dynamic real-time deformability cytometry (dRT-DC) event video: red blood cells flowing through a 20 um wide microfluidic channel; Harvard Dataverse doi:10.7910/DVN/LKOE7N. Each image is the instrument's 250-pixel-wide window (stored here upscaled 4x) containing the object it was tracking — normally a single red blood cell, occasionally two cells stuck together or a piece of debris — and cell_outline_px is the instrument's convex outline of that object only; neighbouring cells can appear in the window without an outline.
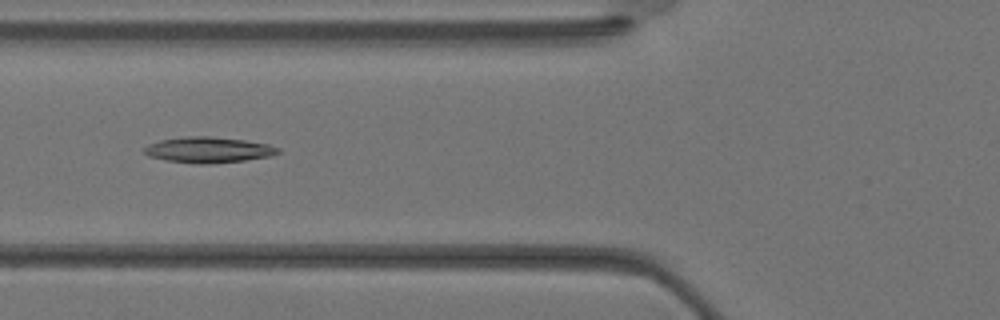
{"species": "Egyptian fruit bat (a non-hibernating species)", "species_latin": "Rousettus aegyptiacus", "temperature_condition": "warm", "stored_images_in_passage": 26, "camera_frame_rate_fps": 3000, "um_per_image_px": 0.085, "animal": {"sex": "female"}, "frame": {"image": 1, "passage_image": 4, "time_ms": 1.0, "image_size_px": [1000, 320], "cell_outline_px": [[280, 152], [268, 156], [244, 160], [208, 164], [196, 164], [164, 160], [148, 156], [144, 152], [144, 148], [148, 144], [160, 140], [184, 136], [208, 136], [244, 140], [268, 144], [280, 148]], "centroid_in_image_um": [17.67, 12.74], "position_along_channel_um": 108.1, "area_um2": 20.06}}
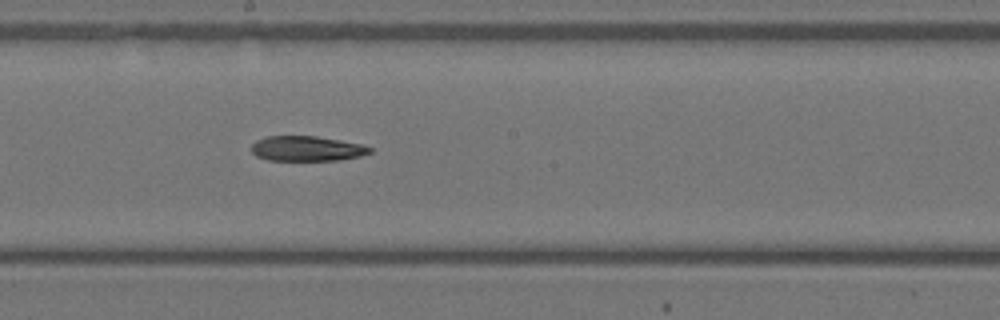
{"frame": {"image": 2, "passage_image": 10, "time_ms": 3.0, "image_size_px": [1000, 320], "cell_outline_px": [[372, 152], [360, 156], [340, 160], [268, 160], [256, 156], [252, 152], [252, 144], [256, 140], [268, 136], [316, 136], [364, 144], [372, 148]], "centroid_in_image_um": [26.11, 12.63], "position_along_channel_um": 222.1, "area_um2": 17.34}}
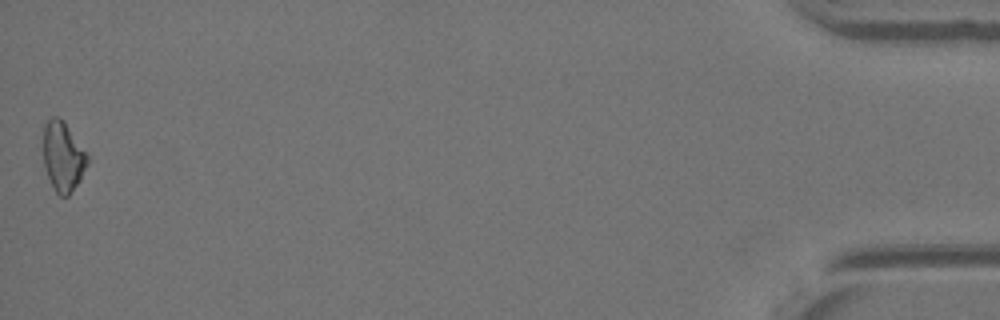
{"frame": {"image": 3, "passage_image": 26, "time_ms": 8.333, "image_size_px": [1000, 320], "cell_outline_px": [[88, 164], [80, 180], [68, 196], [60, 196], [56, 192], [48, 176], [44, 164], [44, 124], [52, 116], [60, 116], [64, 120], [88, 156]], "centroid_in_image_um": [5.36, 13.28], "position_along_channel_um": 429.8, "area_um2": 17.74}}